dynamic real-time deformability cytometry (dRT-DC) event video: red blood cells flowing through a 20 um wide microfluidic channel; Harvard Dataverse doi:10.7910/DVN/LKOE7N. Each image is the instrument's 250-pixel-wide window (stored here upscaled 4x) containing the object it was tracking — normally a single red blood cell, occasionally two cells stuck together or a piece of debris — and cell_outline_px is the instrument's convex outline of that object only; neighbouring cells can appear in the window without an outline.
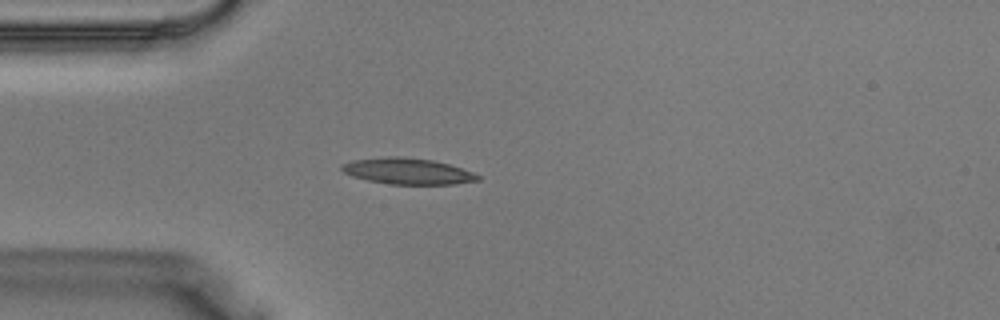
{"species": "Egyptian fruit bat (a non-hibernating species)", "species_latin": "Rousettus aegyptiacus", "temperature_condition": "warm", "stored_images_in_passage": 34, "camera_frame_rate_fps": 3000, "um_per_image_px": 0.085, "animal": {"sex": "male"}, "frame": {"image": 1, "passage_image": 6, "time_ms": 1.667, "image_size_px": [1000, 320], "cell_outline_px": [[480, 180], [456, 184], [388, 184], [368, 180], [352, 176], [344, 172], [340, 168], [340, 164], [352, 160], [388, 156], [404, 156], [432, 160], [448, 164], [472, 172], [480, 176]], "centroid_in_image_um": [34.62, 14.54], "position_along_channel_um": 50.4, "area_um2": 20.75}}
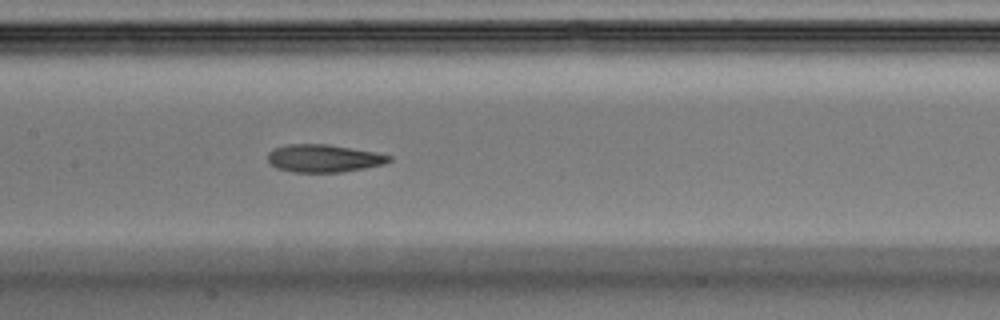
{"frame": {"image": 2, "passage_image": 14, "time_ms": 4.333, "image_size_px": [1000, 320], "cell_outline_px": [[392, 160], [384, 164], [364, 168], [340, 172], [292, 172], [276, 168], [268, 160], [268, 152], [272, 148], [288, 144], [328, 144], [376, 152], [392, 156]], "centroid_in_image_um": [27.51, 13.45], "position_along_channel_um": 179.9, "area_um2": 19.65}}
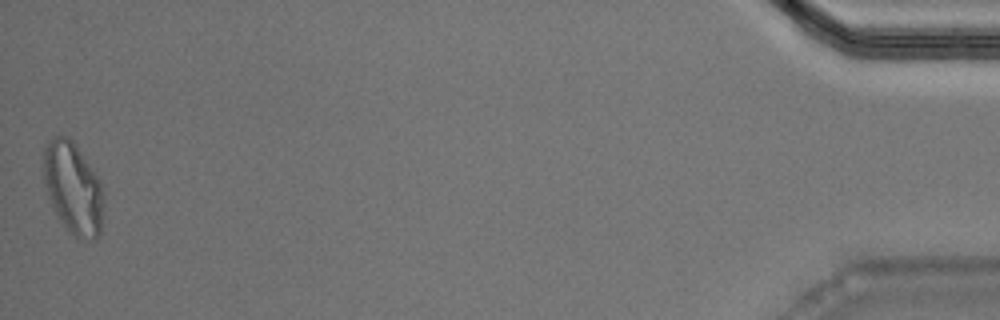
{"frame": {"image": 3, "passage_image": 34, "time_ms": 11.0, "image_size_px": [1000, 320], "cell_outline_px": [[104, 204], [100, 232], [96, 240], [92, 240], [76, 236], [64, 224], [56, 212], [48, 196], [44, 180], [44, 148], [48, 140], [52, 136], [68, 136], [76, 144], [96, 172], [100, 180], [104, 192]], "centroid_in_image_um": [6.25, 15.94], "position_along_channel_um": 429.0, "area_um2": 32.08}}